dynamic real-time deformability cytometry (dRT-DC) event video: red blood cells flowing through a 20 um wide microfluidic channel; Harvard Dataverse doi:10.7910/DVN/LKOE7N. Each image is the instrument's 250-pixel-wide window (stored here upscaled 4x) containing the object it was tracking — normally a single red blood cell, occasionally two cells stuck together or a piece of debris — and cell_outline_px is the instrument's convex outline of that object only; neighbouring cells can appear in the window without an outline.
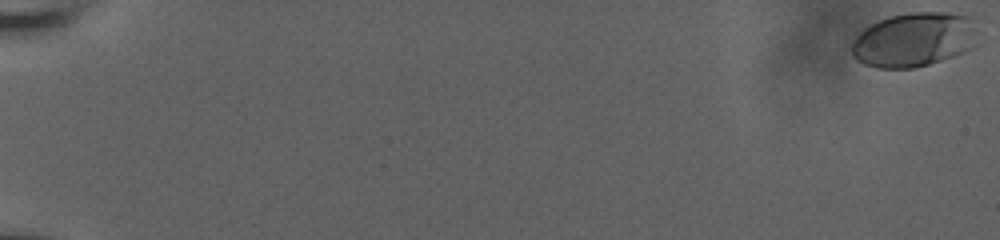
{"species": "human", "species_latin": "Homo sapiens", "temperature_condition": "room temperature", "stored_images_in_passage": 24, "camera_frame_rate_fps": 3000, "um_per_image_px": 0.085, "donor": {"sex": "male"}, "frame": {"image": 1, "passage_image": 1, "time_ms": 0.0, "image_size_px": [1000, 240], "cell_outline_px": [[968, 16], [960, 52], [952, 56], [916, 68], [876, 68], [864, 64], [856, 60], [852, 56], [852, 40], [864, 28], [880, 20], [892, 16], [908, 12], [948, 12]], "centroid_in_image_um": [77.36, 3.39], "position_along_channel_um": 7.6, "area_um2": 37.45}}
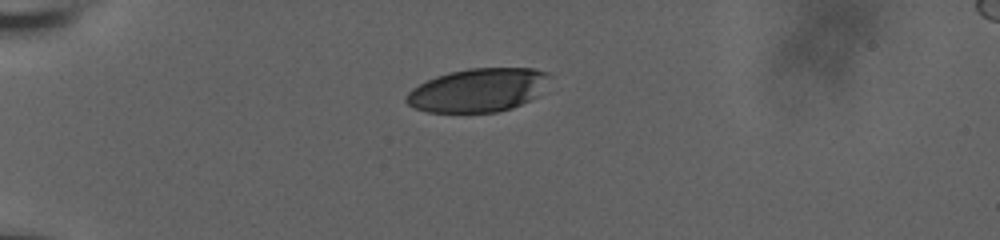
{"frame": {"image": 2, "passage_image": 17, "time_ms": 5.333, "image_size_px": [1000, 240], "cell_outline_px": [[548, 76], [536, 96], [512, 108], [496, 112], [428, 112], [416, 108], [408, 104], [404, 100], [404, 96], [412, 88], [436, 76], [448, 72], [468, 68], [532, 68], [548, 72]], "centroid_in_image_um": [40.56, 7.66], "position_along_channel_um": 44.4, "area_um2": 35.89}}
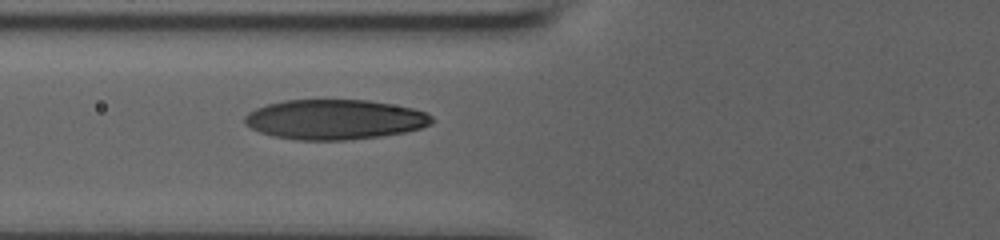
{"frame": {"image": 3, "passage_image": 24, "time_ms": 7.667, "image_size_px": [1000, 240], "cell_outline_px": [[436, 120], [432, 124], [420, 128], [404, 132], [380, 136], [344, 140], [296, 140], [272, 136], [260, 132], [244, 124], [244, 116], [248, 112], [256, 108], [268, 104], [284, 100], [368, 100], [412, 108], [424, 112], [432, 116]], "centroid_in_image_um": [28.43, 10.16], "position_along_channel_um": 97.4, "area_um2": 43.58}}